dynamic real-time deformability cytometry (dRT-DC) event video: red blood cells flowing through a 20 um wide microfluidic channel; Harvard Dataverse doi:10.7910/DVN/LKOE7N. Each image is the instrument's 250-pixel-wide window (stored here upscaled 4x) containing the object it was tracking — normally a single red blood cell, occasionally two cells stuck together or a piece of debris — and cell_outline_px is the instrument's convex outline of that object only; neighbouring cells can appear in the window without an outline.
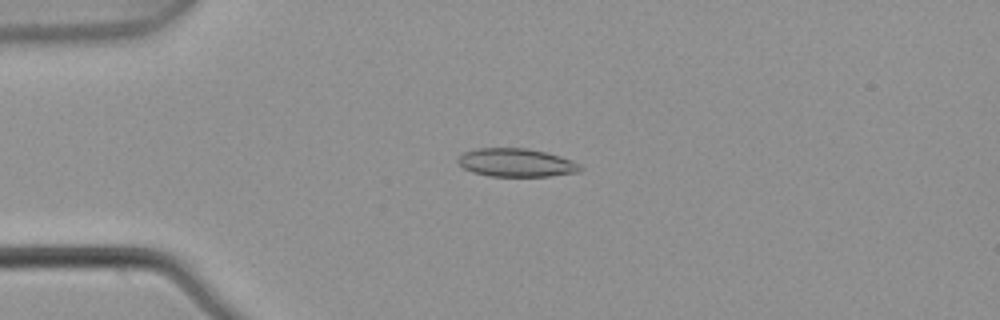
{"species": "common noctule bat (a hibernating species)", "species_latin": "Nyctalus noctula", "temperature_condition": "warm", "stored_images_in_passage": 6, "camera_frame_rate_fps": 3000, "um_per_image_px": 0.085, "animal": {"sex": "male", "body_mass_g": 21.5, "forearm_length_mm": 52.0}, "frame": {"image": 1, "passage_image": 3, "time_ms": 0.667, "image_size_px": [1000, 320], "cell_outline_px": [[584, 168], [580, 172], [548, 176], [488, 176], [472, 172], [464, 168], [456, 160], [464, 152], [476, 148], [528, 148], [548, 152], [572, 160], [580, 164]], "centroid_in_image_um": [43.91, 13.82], "position_along_channel_um": 41.1, "area_um2": 20.35}}
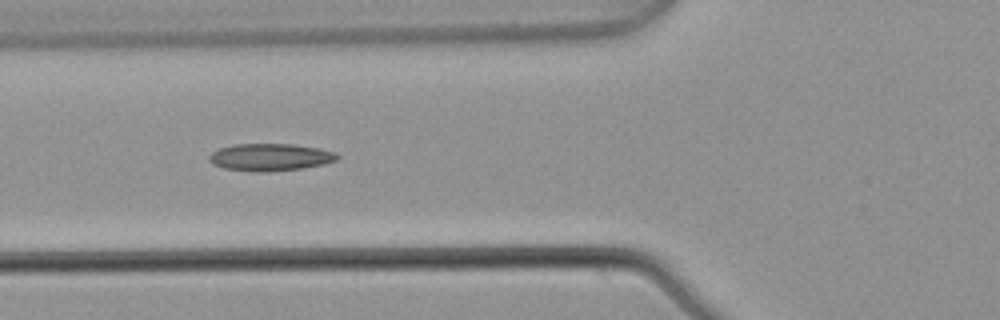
{"frame": {"image": 2, "passage_image": 5, "time_ms": 1.333, "image_size_px": [1000, 320], "cell_outline_px": [[340, 156], [336, 160], [324, 164], [304, 168], [260, 172], [256, 172], [224, 168], [212, 164], [208, 160], [208, 156], [212, 152], [220, 148], [236, 144], [292, 144], [316, 148], [336, 152]], "centroid_in_image_um": [22.95, 13.36], "position_along_channel_um": 102.8, "area_um2": 20.29}}
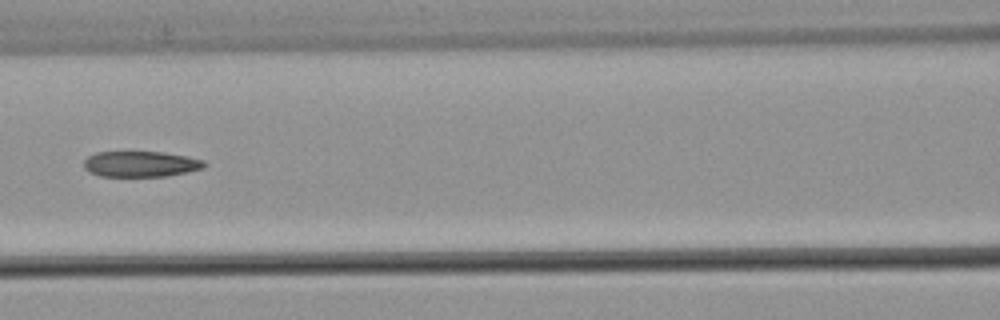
{"frame": {"image": 3, "passage_image": 6, "time_ms": 1.667, "image_size_px": [1000, 320], "cell_outline_px": [[208, 164], [204, 168], [168, 176], [100, 176], [88, 172], [84, 168], [84, 160], [88, 156], [96, 152], [164, 152], [188, 156], [204, 160]], "centroid_in_image_um": [11.98, 13.94], "position_along_channel_um": 154.6, "area_um2": 18.21}}